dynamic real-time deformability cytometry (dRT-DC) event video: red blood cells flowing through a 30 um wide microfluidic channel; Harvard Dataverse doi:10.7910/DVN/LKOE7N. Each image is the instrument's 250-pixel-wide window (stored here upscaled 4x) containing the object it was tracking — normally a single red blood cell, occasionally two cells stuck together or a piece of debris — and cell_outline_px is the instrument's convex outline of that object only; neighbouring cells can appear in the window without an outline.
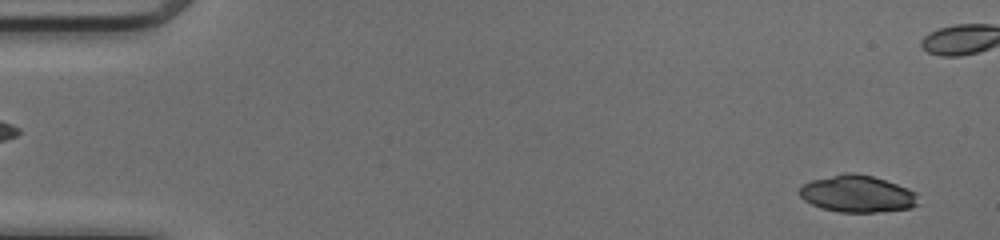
{"species": "common noctule bat (a hibernating species)", "species_latin": "Nyctalus noctula", "temperature_condition": "cold", "stored_images_in_passage": 50, "camera_frame_rate_fps": 3000, "um_per_image_px": 0.085, "animal": {"sex": "female", "body_mass_g": 17.0, "forearm_length_mm": 48.0}, "frame": {"image": 1, "passage_image": 2, "time_ms": 0.333, "image_size_px": [1000, 240], "cell_outline_px": [[920, 204], [912, 208], [872, 212], [840, 212], [820, 208], [804, 200], [800, 196], [800, 184], [812, 180], [844, 172], [852, 172], [872, 176], [908, 188], [916, 192]], "centroid_in_image_um": [72.87, 16.47], "position_along_channel_um": 12.1, "area_um2": 25.66}}